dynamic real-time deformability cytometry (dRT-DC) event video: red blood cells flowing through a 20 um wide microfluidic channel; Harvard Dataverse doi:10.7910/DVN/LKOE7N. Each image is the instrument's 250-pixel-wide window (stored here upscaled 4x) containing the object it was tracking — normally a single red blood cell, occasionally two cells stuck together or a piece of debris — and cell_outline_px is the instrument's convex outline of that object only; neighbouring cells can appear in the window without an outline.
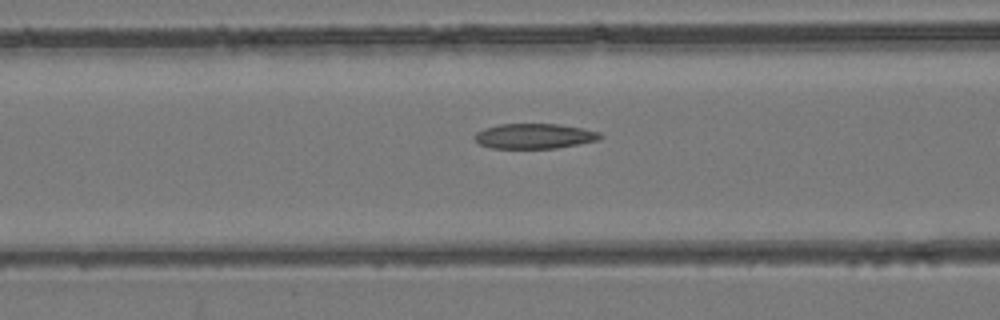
{"species": "common noctule bat (a hibernating species)", "species_latin": "Nyctalus noctula", "temperature_condition": "room temperature", "stored_images_in_passage": 35, "camera_frame_rate_fps": 3000, "um_per_image_px": 0.085, "animal": {"sex": "female", "body_mass_g": 24.6, "forearm_length_mm": 56.2}, "frame": {"image": 1, "passage_image": 16, "time_ms": 5.0, "image_size_px": [1000, 320], "cell_outline_px": [[604, 136], [600, 140], [556, 148], [492, 148], [480, 144], [472, 136], [476, 132], [484, 128], [500, 124], [560, 124], [584, 128], [600, 132]], "centroid_in_image_um": [45.45, 11.56], "position_along_channel_um": 121.1, "area_um2": 18.5}}
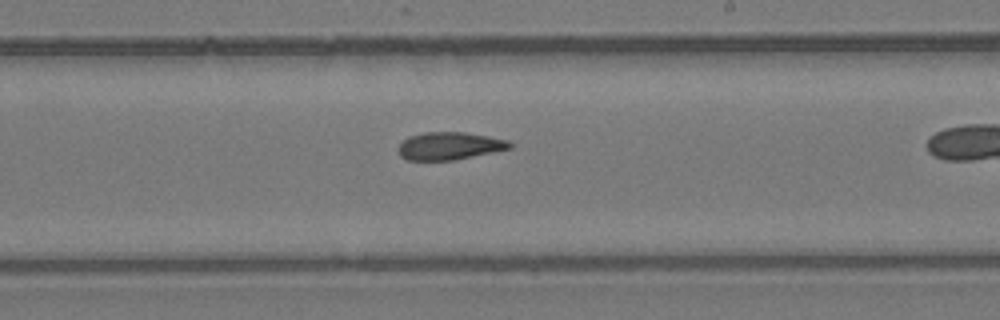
{"frame": {"image": 2, "passage_image": 25, "time_ms": 8.0, "image_size_px": [1000, 320], "cell_outline_px": [[512, 148], [452, 160], [408, 160], [400, 156], [396, 152], [396, 148], [408, 136], [424, 132], [464, 132], [488, 136], [508, 140], [512, 144]], "centroid_in_image_um": [38.16, 12.4], "position_along_channel_um": 250.8, "area_um2": 17.98}}
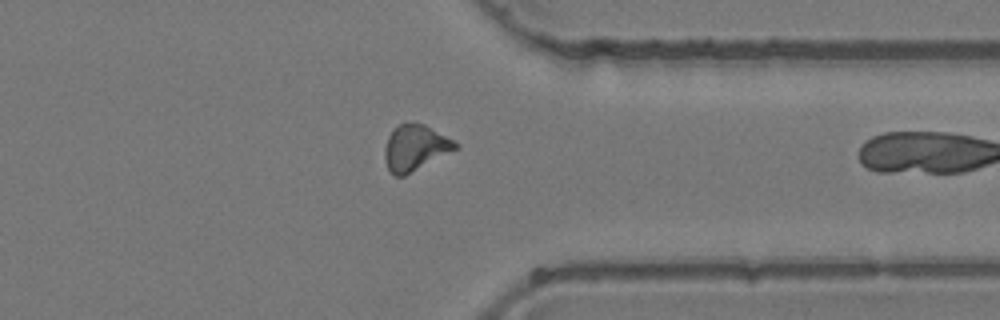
{"frame": {"image": 3, "passage_image": 34, "time_ms": 11.0, "image_size_px": [1000, 320], "cell_outline_px": [[460, 144], [456, 148], [404, 176], [392, 176], [388, 172], [384, 156], [384, 148], [388, 136], [392, 128], [400, 124], [424, 124]], "centroid_in_image_um": [35.22, 12.57], "position_along_channel_um": 376.2, "area_um2": 18.55}}